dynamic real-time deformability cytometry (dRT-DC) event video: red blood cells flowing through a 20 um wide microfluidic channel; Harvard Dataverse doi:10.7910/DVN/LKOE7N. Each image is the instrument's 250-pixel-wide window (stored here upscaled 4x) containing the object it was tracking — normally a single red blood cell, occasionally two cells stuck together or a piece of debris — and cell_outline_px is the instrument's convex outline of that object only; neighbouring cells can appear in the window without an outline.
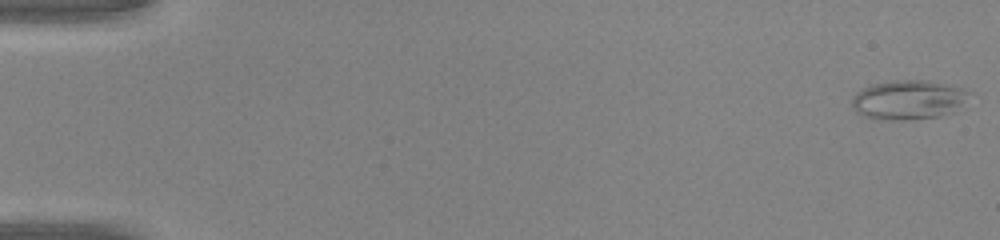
{"species": "common noctule bat (a hibernating species)", "species_latin": "Nyctalus noctula", "temperature_condition": "warm", "stored_images_in_passage": 47, "camera_frame_rate_fps": 3000, "um_per_image_px": 0.085, "animal": {"sex": "male", "body_mass_g": 20.0, "forearm_length_mm": 53.3}, "frame": {"image": 1, "passage_image": 1, "time_ms": 0.0, "image_size_px": [1000, 240], "cell_outline_px": [[972, 92], [952, 112], [940, 116], [904, 120], [888, 120], [864, 116], [856, 112], [852, 104], [852, 96], [856, 92], [872, 84], [896, 80], [928, 80], [960, 88]], "centroid_in_image_um": [77.17, 8.48], "position_along_channel_um": 7.8, "area_um2": 26.53}}
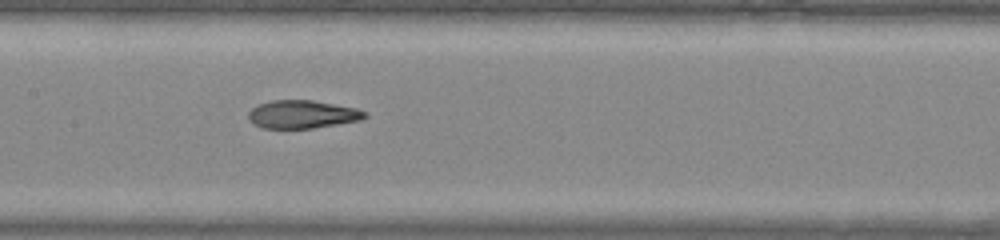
{"frame": {"image": 2, "passage_image": 24, "time_ms": 7.667, "image_size_px": [1000, 240], "cell_outline_px": [[368, 116], [360, 120], [312, 128], [264, 128], [252, 124], [248, 120], [248, 112], [252, 108], [260, 104], [272, 100], [312, 100], [356, 108], [368, 112]], "centroid_in_image_um": [25.69, 9.72], "position_along_channel_um": 181.7, "area_um2": 19.02}}
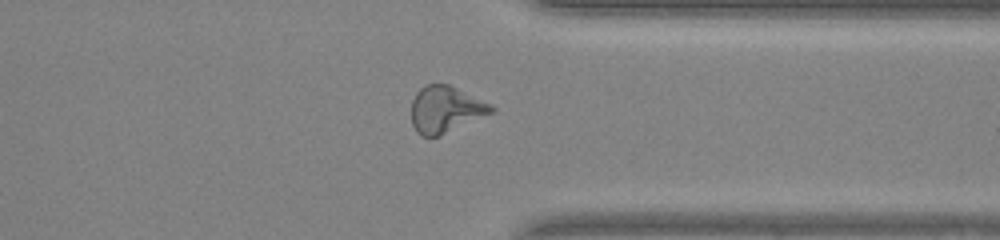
{"frame": {"image": 3, "passage_image": 37, "time_ms": 12.0, "image_size_px": [1000, 240], "cell_outline_px": [[496, 108], [492, 112], [440, 136], [420, 136], [416, 132], [412, 124], [412, 100], [416, 92], [424, 84], [448, 84], [492, 104]], "centroid_in_image_um": [37.85, 9.29], "position_along_channel_um": 373.6, "area_um2": 21.62}}